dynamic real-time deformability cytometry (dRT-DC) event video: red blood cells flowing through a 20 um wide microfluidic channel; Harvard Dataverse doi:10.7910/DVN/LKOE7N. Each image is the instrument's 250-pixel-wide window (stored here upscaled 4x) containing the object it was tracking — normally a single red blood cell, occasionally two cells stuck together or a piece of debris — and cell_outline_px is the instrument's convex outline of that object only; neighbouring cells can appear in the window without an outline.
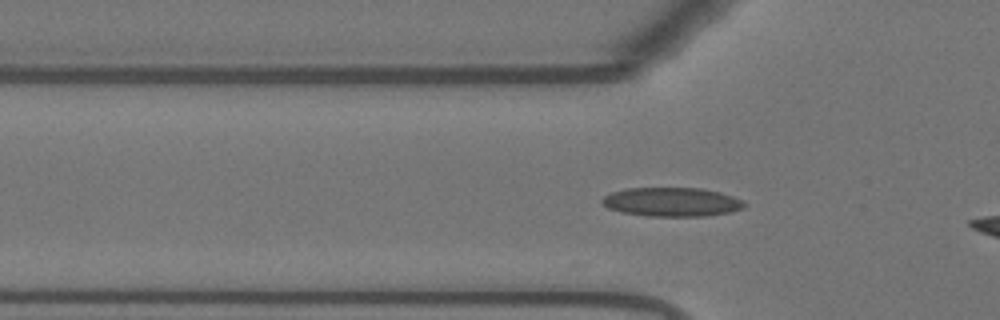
{"species": "Egyptian fruit bat (a non-hibernating species)", "species_latin": "Rousettus aegyptiacus", "temperature_condition": "warm", "stored_images_in_passage": 32, "camera_frame_rate_fps": 3000, "um_per_image_px": 0.085, "animal": {"sex": "female"}, "frame": {"image": 1, "passage_image": 5, "time_ms": 1.333, "image_size_px": [1000, 320], "cell_outline_px": [[748, 204], [744, 208], [728, 212], [704, 216], [648, 216], [620, 212], [608, 208], [600, 200], [604, 196], [612, 192], [628, 188], [700, 188], [720, 192], [732, 196]], "centroid_in_image_um": [57.09, 17.17], "position_along_channel_um": 68.7, "area_um2": 23.93}}
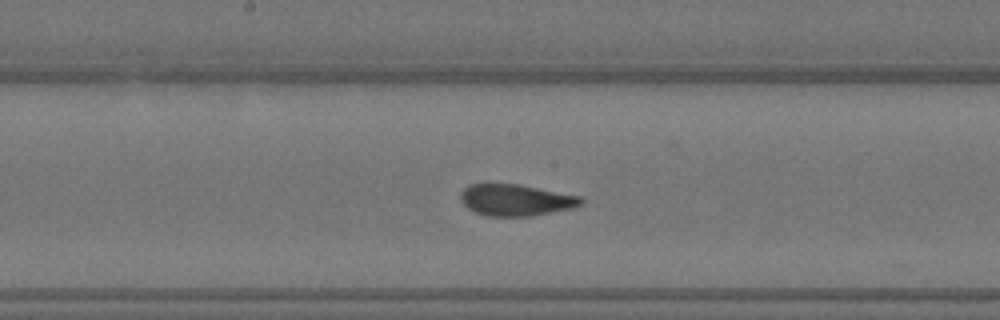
{"frame": {"image": 2, "passage_image": 16, "time_ms": 5.0, "image_size_px": [1000, 320], "cell_outline_px": [[584, 204], [572, 208], [552, 212], [528, 216], [488, 216], [476, 212], [468, 208], [460, 200], [460, 192], [468, 184], [520, 184], [580, 196], [584, 200]], "centroid_in_image_um": [43.85, 16.99], "position_along_channel_um": 204.4, "area_um2": 22.14}}
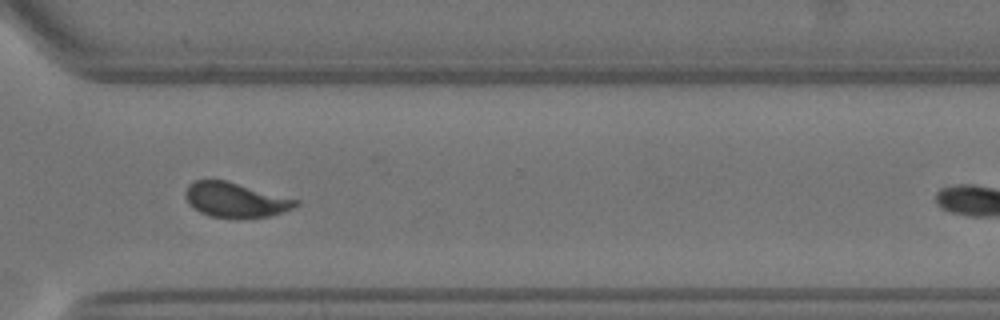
{"frame": {"image": 3, "passage_image": 28, "time_ms": 9.0, "image_size_px": [1000, 320], "cell_outline_px": [[300, 204], [292, 208], [268, 216], [212, 216], [200, 212], [188, 204], [184, 196], [184, 192], [188, 184], [196, 180], [228, 180], [300, 200]], "centroid_in_image_um": [19.98, 16.94], "position_along_channel_um": 350.6, "area_um2": 22.02}}